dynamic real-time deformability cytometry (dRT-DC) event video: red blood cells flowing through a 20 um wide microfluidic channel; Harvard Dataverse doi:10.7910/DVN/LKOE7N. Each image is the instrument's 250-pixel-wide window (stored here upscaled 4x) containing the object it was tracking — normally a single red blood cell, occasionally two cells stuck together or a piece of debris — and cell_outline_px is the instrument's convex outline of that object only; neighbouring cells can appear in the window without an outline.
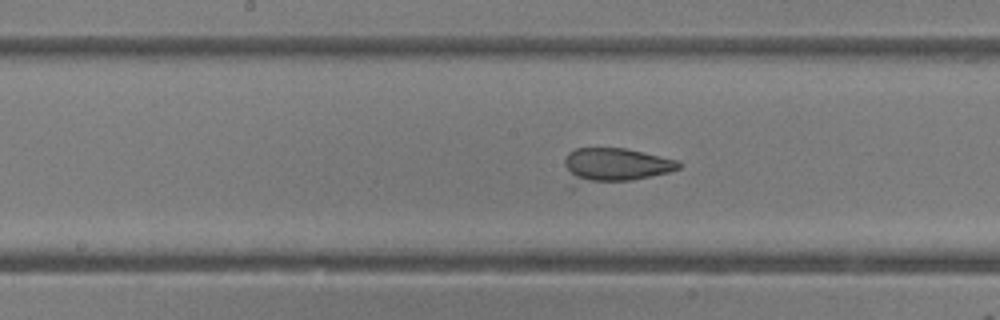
{"species": "common noctule bat (a hibernating species)", "species_latin": "Nyctalus noctula", "temperature_condition": "room temperature", "stored_images_in_passage": 43, "camera_frame_rate_fps": 3000, "um_per_image_px": 0.085, "animal": {"sex": "female"}, "frame": {"image": 1, "passage_image": 25, "time_ms": 8.0, "image_size_px": [1000, 320], "cell_outline_px": [[684, 164], [680, 168], [668, 172], [632, 180], [576, 180], [564, 164], [564, 160], [568, 152], [576, 148], [624, 148], [644, 152], [680, 160]], "centroid_in_image_um": [52.43, 13.95], "position_along_channel_um": 195.8, "area_um2": 21.62}}
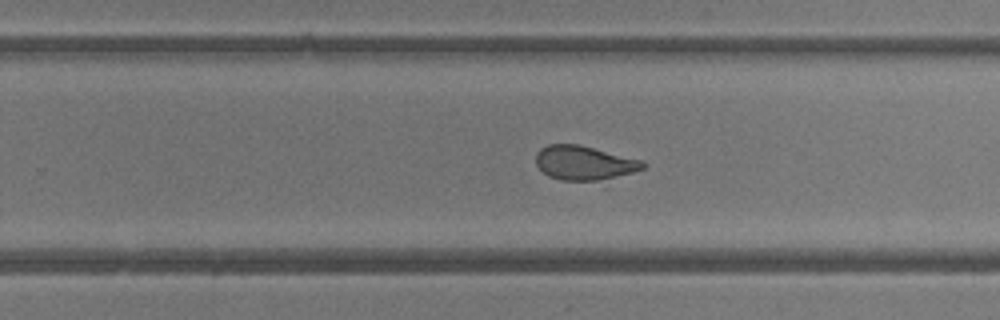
{"frame": {"image": 2, "passage_image": 31, "time_ms": 10.0, "image_size_px": [1000, 320], "cell_outline_px": [[648, 164], [644, 168], [608, 188], [560, 180], [548, 176], [536, 164], [536, 152], [540, 148], [548, 144], [580, 144], [644, 160]], "centroid_in_image_um": [49.86, 13.99], "position_along_channel_um": 279.9, "area_um2": 24.04}}
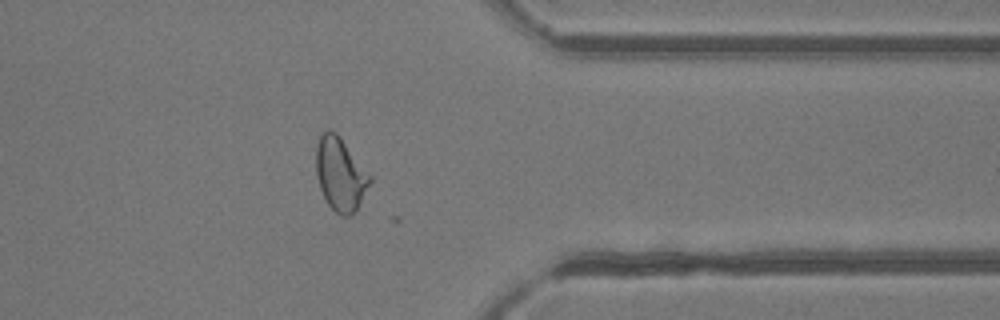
{"frame": {"image": 3, "passage_image": 39, "time_ms": 12.667, "image_size_px": [1000, 320], "cell_outline_px": [[372, 180], [356, 212], [352, 216], [340, 216], [328, 204], [320, 188], [316, 176], [316, 144], [320, 136], [328, 128], [336, 132], [340, 136], [372, 176]], "centroid_in_image_um": [28.94, 14.81], "position_along_channel_um": 382.5, "area_um2": 23.24}}